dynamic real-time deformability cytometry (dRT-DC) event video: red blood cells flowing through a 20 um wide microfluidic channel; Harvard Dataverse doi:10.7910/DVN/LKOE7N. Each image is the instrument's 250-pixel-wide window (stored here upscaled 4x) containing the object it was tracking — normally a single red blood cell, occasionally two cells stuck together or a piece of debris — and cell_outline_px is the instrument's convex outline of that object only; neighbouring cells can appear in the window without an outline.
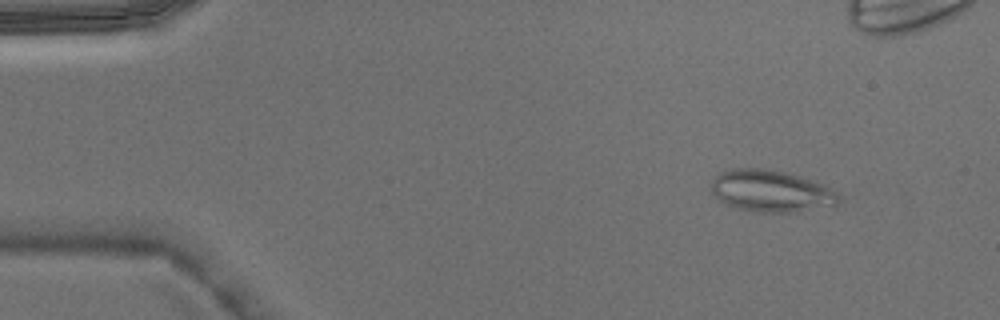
{"species": "Egyptian fruit bat (a non-hibernating species)", "species_latin": "Rousettus aegyptiacus", "temperature_condition": "warm", "stored_images_in_passage": 5, "camera_frame_rate_fps": 3000, "um_per_image_px": 0.085, "animal": {"sex": "male"}, "frame": {"image": 1, "passage_image": 1, "time_ms": 0.0, "image_size_px": [1000, 320], "cell_outline_px": [[840, 196], [836, 204], [796, 212], [760, 212], [736, 208], [724, 204], [712, 192], [712, 180], [720, 172], [732, 168], [760, 168], [784, 172], [828, 184], [840, 192]], "centroid_in_image_um": [65.57, 16.23], "position_along_channel_um": 19.4, "area_um2": 31.21}}